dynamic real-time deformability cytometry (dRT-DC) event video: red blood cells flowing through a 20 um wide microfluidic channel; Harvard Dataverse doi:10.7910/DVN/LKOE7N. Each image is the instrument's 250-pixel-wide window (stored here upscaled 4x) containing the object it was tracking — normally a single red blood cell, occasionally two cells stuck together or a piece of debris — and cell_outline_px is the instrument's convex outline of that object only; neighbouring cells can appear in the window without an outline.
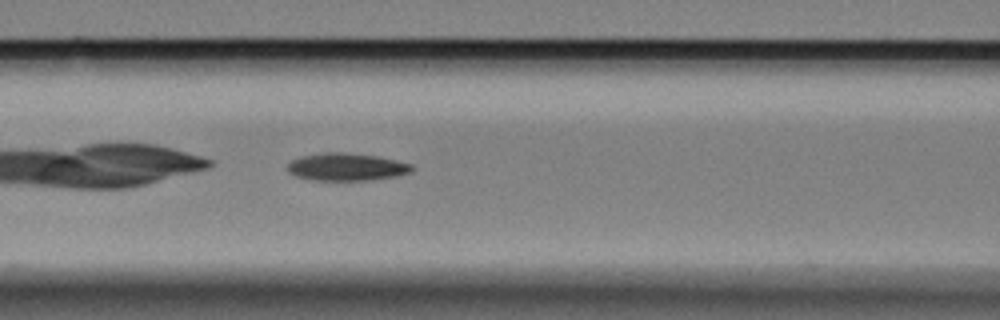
{"species": "Egyptian fruit bat (a non-hibernating species)", "species_latin": "Rousettus aegyptiacus", "temperature_condition": "cold", "stored_images_in_passage": 45, "camera_frame_rate_fps": 3000, "um_per_image_px": 0.085, "animal": {"sex": "female"}, "frame": {"image": 1, "passage_image": 10, "time_ms": 3.0, "image_size_px": [1000, 320], "cell_outline_px": [[412, 172], [392, 176], [368, 180], [312, 180], [296, 176], [288, 172], [288, 164], [292, 160], [300, 156], [324, 152], [344, 152], [376, 156], [412, 164]], "centroid_in_image_um": [29.4, 14.18], "position_along_channel_um": 137.2, "area_um2": 19.77}}
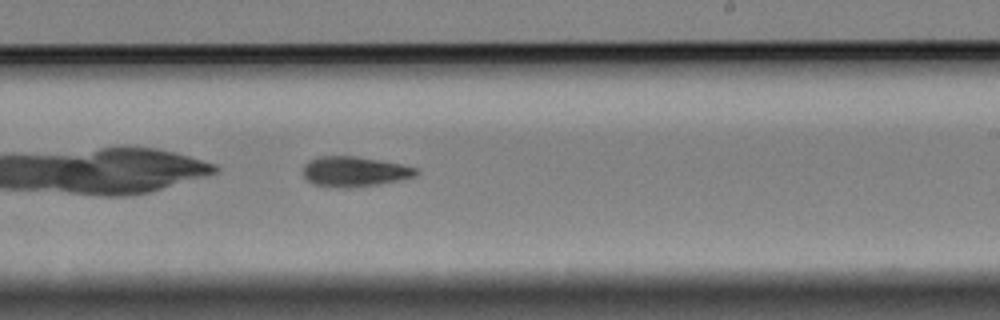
{"frame": {"image": 2, "passage_image": 21, "time_ms": 6.667, "image_size_px": [1000, 320], "cell_outline_px": [[420, 172], [416, 176], [376, 184], [352, 188], [332, 188], [312, 184], [304, 176], [304, 164], [308, 160], [316, 156], [356, 156], [380, 160], [400, 164], [416, 168]], "centroid_in_image_um": [30.08, 14.58], "position_along_channel_um": 258.9, "area_um2": 19.94}}
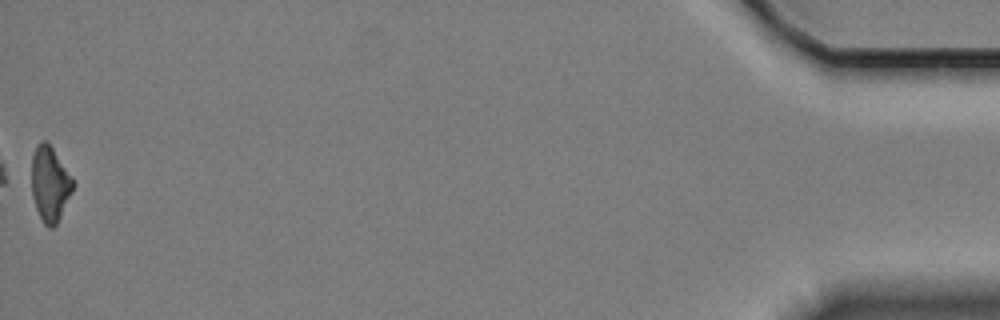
{"frame": {"image": 3, "passage_image": 45, "time_ms": 14.667, "image_size_px": [1000, 320], "cell_outline_px": [[76, 184], [56, 224], [52, 228], [48, 228], [44, 224], [36, 208], [32, 196], [32, 156], [36, 144], [40, 140], [44, 140], [52, 148], [72, 176]], "centroid_in_image_um": [4.25, 15.62], "position_along_channel_um": 431.0, "area_um2": 18.03}, "authors_computed_cell_mechanics": {"area_um2": 19.363, "velocity_mm_per_s": 3.3244, "shape_relaxation_time_tau1_ms": 2.7525, "shape_relaxation_time_tau2_ms": null, "deformation_change_tau1": 0.1181, "deformation_change_tau2": null}}